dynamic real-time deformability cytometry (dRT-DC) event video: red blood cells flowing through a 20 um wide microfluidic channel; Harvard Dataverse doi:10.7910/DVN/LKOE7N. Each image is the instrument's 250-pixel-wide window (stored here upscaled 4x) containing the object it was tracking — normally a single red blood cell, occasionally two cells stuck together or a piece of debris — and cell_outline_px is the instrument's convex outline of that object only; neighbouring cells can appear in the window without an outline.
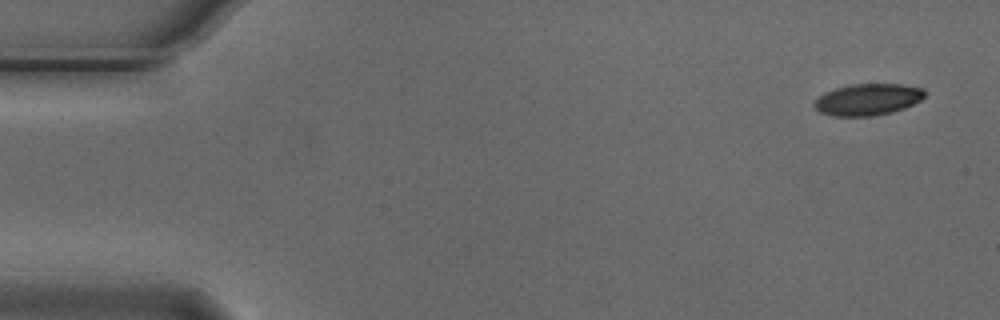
{"species": "Egyptian fruit bat (a non-hibernating species)", "species_latin": "Rousettus aegyptiacus", "temperature_condition": "cold", "stored_images_in_passage": 4, "camera_frame_rate_fps": 3000, "um_per_image_px": 0.085, "animal": {"sex": "male"}, "frame": {"image": 1, "passage_image": 1, "time_ms": 0.0, "image_size_px": [1000, 320], "cell_outline_px": [[924, 96], [920, 100], [904, 108], [892, 112], [872, 116], [832, 116], [820, 112], [812, 104], [824, 92], [836, 88], [852, 84], [904, 84], [924, 88]], "centroid_in_image_um": [73.76, 8.45], "position_along_channel_um": 11.2, "area_um2": 20.29}}